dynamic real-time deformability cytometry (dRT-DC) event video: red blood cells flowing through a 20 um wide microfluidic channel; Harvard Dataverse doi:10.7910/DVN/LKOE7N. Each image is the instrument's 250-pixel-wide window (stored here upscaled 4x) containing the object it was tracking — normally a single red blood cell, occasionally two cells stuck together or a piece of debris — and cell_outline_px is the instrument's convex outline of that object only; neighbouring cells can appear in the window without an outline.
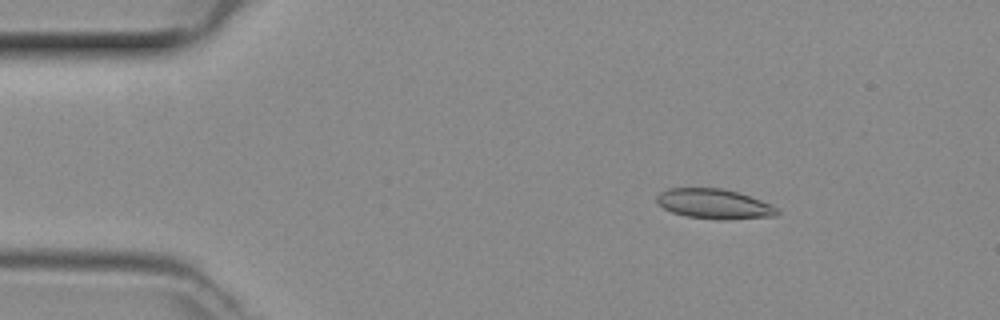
{"species": "common noctule bat (a hibernating species)", "species_latin": "Nyctalus noctula", "temperature_condition": "room temperature", "stored_images_in_passage": 49, "segment_of_instrument_passage": [1, 2], "camera_frame_rate_fps": 3000, "um_per_image_px": 0.085, "animal": {"sex": "female", "body_mass_g": 29.2, "forearm_length_mm": 56.3}, "frame": {"image": 1, "passage_image": 7, "time_ms": 2.0, "image_size_px": [1000, 320], "cell_outline_px": [[780, 212], [776, 216], [728, 220], [720, 220], [688, 216], [672, 212], [664, 208], [656, 200], [656, 196], [660, 192], [668, 188], [720, 188], [736, 192], [772, 204], [780, 208]], "centroid_in_image_um": [60.75, 17.34], "position_along_channel_um": 24.3, "area_um2": 20.98}}
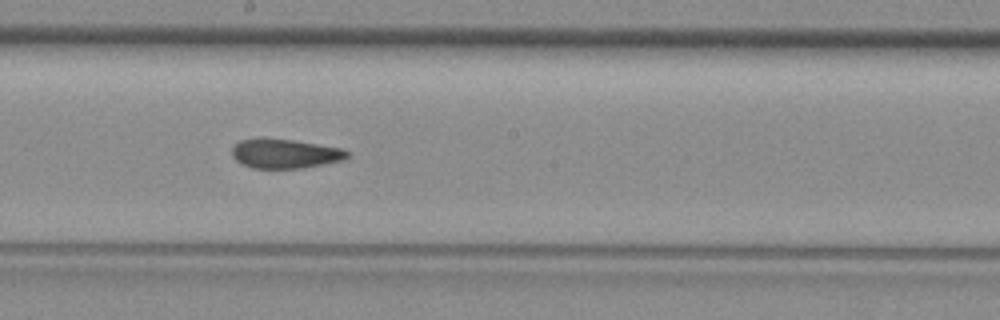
{"frame": {"image": 2, "passage_image": 26, "time_ms": 8.333, "image_size_px": [1000, 320], "cell_outline_px": [[348, 156], [340, 160], [304, 168], [252, 168], [240, 164], [232, 156], [232, 148], [240, 140], [264, 136], [292, 140], [340, 148], [348, 152]], "centroid_in_image_um": [24.13, 13.04], "position_along_channel_um": 224.1, "area_um2": 19.77}}
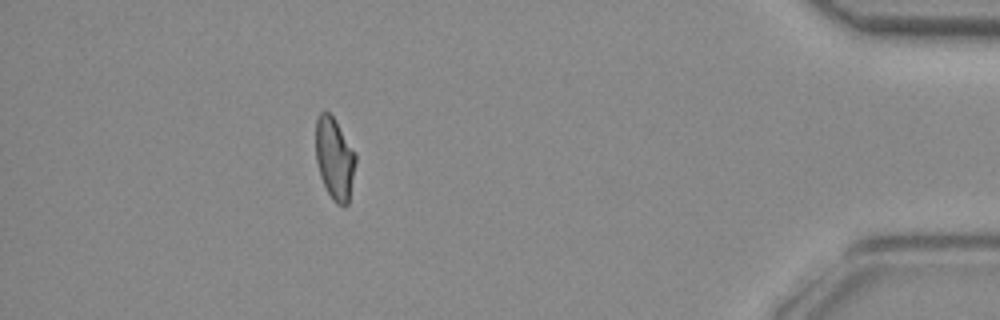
{"frame": {"image": 3, "passage_image": 43, "time_ms": 14.0, "image_size_px": [1000, 320], "cell_outline_px": [[356, 160], [348, 204], [344, 208], [336, 204], [332, 200], [320, 176], [316, 160], [316, 120], [320, 112], [328, 112], [332, 116], [356, 156]], "centroid_in_image_um": [28.42, 13.54], "position_along_channel_um": 406.8, "area_um2": 18.67}}